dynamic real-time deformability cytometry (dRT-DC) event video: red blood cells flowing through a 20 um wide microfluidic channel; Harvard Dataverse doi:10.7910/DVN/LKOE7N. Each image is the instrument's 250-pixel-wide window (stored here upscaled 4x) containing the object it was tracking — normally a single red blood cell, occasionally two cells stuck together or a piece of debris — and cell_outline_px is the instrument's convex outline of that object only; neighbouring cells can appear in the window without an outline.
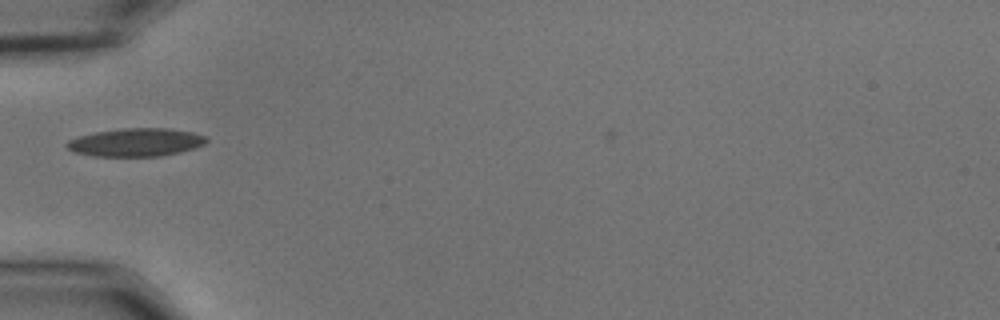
{"species": "common noctule bat (a hibernating species)", "species_latin": "Nyctalus noctula", "temperature_condition": "cold", "stored_images_in_passage": 14, "camera_frame_rate_fps": 3000, "um_per_image_px": 0.085, "animal": {"sex": "male", "body_mass_g": 15.6}, "frame": {"image": 1, "passage_image": 2, "time_ms": 0.333, "image_size_px": [1000, 320], "cell_outline_px": [[208, 140], [204, 144], [196, 148], [180, 152], [160, 156], [92, 156], [76, 152], [68, 148], [64, 144], [68, 140], [80, 136], [96, 132], [124, 128], [164, 128], [192, 132], [204, 136]], "centroid_in_image_um": [11.56, 12.1], "position_along_channel_um": 73.4, "area_um2": 22.72}}